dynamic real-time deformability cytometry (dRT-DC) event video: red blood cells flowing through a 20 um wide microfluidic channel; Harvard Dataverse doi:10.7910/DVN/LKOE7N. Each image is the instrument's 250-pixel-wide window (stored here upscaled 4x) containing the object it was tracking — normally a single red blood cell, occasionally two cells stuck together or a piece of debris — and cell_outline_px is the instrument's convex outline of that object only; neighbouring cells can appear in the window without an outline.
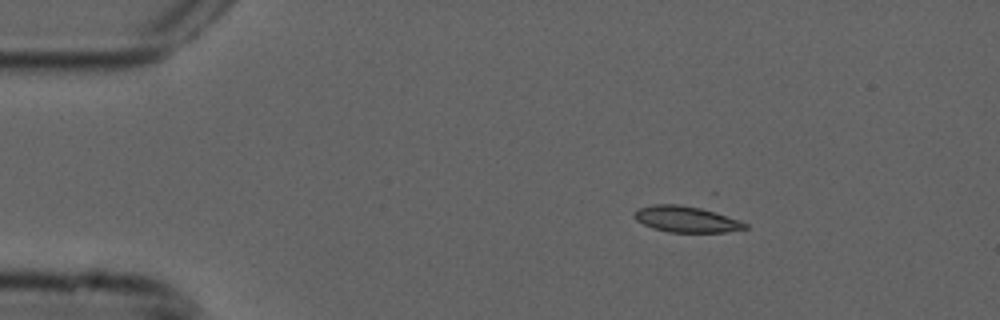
{"species": "common noctule bat (a hibernating species)", "species_latin": "Nyctalus noctula", "temperature_condition": "cold", "stored_images_in_passage": 3, "camera_frame_rate_fps": 3000, "um_per_image_px": 0.085, "animal": {"sex": "male", "forearm_length_mm": 52.5}, "frame": {"image": 1, "passage_image": 1, "time_ms": 0.0, "image_size_px": [1000, 320], "cell_outline_px": [[748, 228], [724, 232], [668, 232], [652, 228], [636, 220], [632, 216], [632, 212], [640, 208], [652, 204], [680, 204], [700, 208], [716, 212], [748, 224]], "centroid_in_image_um": [58.28, 18.63], "position_along_channel_um": 26.7, "area_um2": 16.82}}